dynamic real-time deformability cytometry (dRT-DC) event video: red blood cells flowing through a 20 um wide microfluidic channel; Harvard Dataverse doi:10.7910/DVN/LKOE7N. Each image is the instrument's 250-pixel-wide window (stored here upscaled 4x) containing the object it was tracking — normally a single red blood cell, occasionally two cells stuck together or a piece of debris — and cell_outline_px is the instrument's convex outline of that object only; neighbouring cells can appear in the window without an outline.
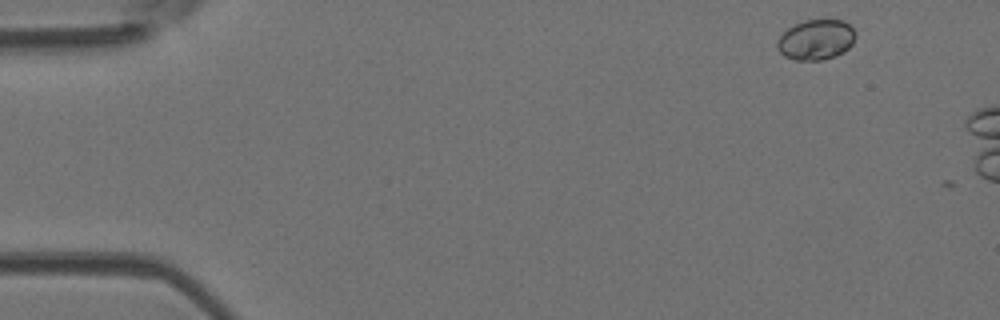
{"species": "Egyptian fruit bat (a non-hibernating species)", "species_latin": "Rousettus aegyptiacus", "temperature_condition": "room temperature", "stored_images_in_passage": 4, "camera_frame_rate_fps": 3000, "um_per_image_px": 0.085, "animal": {"sex": "female"}, "frame": {"image": 1, "passage_image": 2, "time_ms": 0.333, "image_size_px": [1000, 320], "cell_outline_px": [[856, 36], [852, 44], [844, 52], [836, 56], [820, 60], [796, 60], [784, 56], [776, 48], [776, 40], [788, 28], [804, 20], [844, 20], [856, 32]], "centroid_in_image_um": [69.36, 3.38], "position_along_channel_um": 15.6, "area_um2": 18.44}}